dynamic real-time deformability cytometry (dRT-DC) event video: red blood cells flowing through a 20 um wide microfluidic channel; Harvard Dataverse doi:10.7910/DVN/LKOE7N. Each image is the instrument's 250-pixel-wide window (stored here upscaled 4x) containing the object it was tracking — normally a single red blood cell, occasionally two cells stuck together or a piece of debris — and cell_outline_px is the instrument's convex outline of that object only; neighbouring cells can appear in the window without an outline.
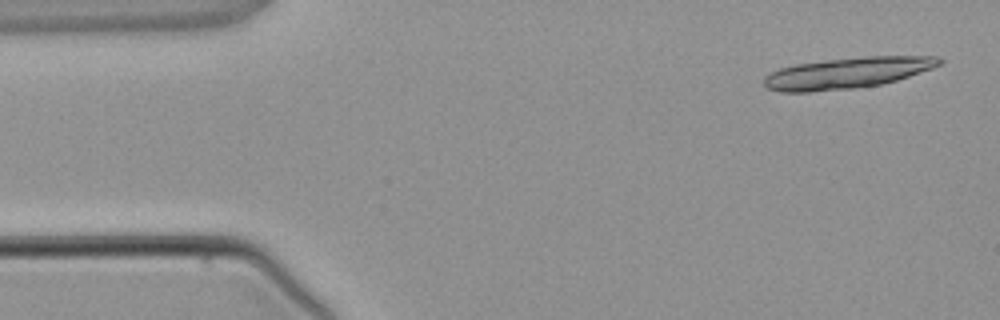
{"species": "common noctule bat (a hibernating species)", "species_latin": "Nyctalus noctula", "temperature_condition": "warm", "stored_images_in_passage": 4, "camera_frame_rate_fps": 3000, "um_per_image_px": 0.085, "animal": {"sex": "male", "body_mass_g": 21.5, "forearm_length_mm": 52.0}, "frame": {"image": 1, "passage_image": 1, "time_ms": 0.0, "image_size_px": [1000, 320], "cell_outline_px": [[944, 64], [896, 80], [880, 84], [856, 88], [812, 92], [780, 92], [768, 88], [764, 84], [764, 76], [780, 68], [796, 64], [828, 60], [868, 56], [936, 56], [944, 60]], "centroid_in_image_um": [72.02, 6.2], "position_along_channel_um": 13.0, "area_um2": 31.62}}
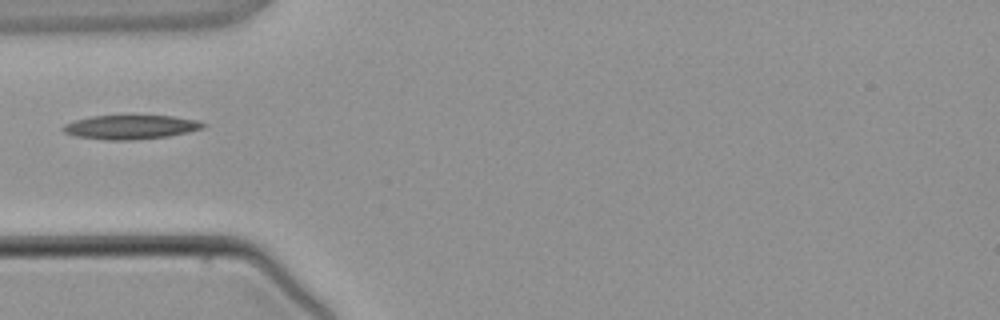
{"frame": {"image": 2, "passage_image": 4, "time_ms": 3.667, "image_size_px": [1000, 320], "cell_outline_px": [[208, 124], [204, 128], [188, 132], [168, 136], [132, 140], [108, 140], [76, 136], [64, 132], [60, 128], [64, 124], [76, 120], [92, 116], [172, 116], [196, 120]], "centroid_in_image_um": [11.11, 10.8], "position_along_channel_um": 73.9, "area_um2": 19.54}}